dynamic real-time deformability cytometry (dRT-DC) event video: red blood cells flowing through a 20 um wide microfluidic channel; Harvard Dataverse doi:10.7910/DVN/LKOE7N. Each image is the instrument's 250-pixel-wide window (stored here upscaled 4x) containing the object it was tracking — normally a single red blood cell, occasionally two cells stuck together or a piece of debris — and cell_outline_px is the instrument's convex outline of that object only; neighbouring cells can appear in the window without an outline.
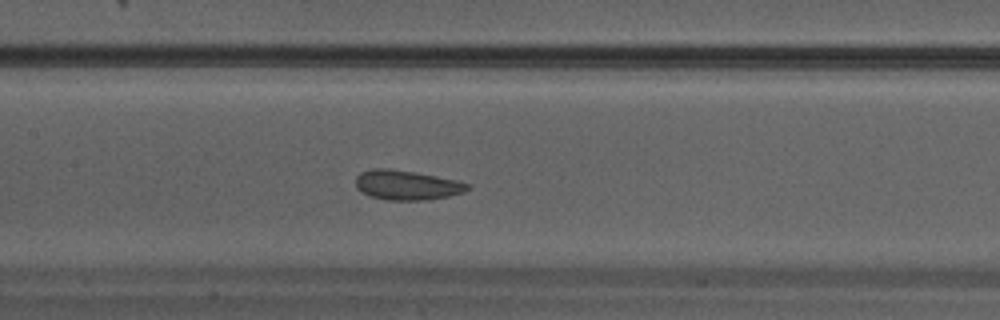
{"species": "Egyptian fruit bat (a non-hibernating species)", "species_latin": "Rousettus aegyptiacus", "temperature_condition": "warm", "stored_images_in_passage": 32, "camera_frame_rate_fps": 3000, "um_per_image_px": 0.085, "animal": {"sex": "male"}, "frame": {"image": 1, "passage_image": 14, "time_ms": 4.333, "image_size_px": [1000, 320], "cell_outline_px": [[472, 184], [464, 192], [448, 196], [428, 200], [388, 200], [372, 196], [360, 192], [356, 188], [356, 176], [360, 172], [372, 168], [388, 168], [416, 172], [456, 180]], "centroid_in_image_um": [34.56, 15.72], "position_along_channel_um": 172.8, "area_um2": 19.42}}